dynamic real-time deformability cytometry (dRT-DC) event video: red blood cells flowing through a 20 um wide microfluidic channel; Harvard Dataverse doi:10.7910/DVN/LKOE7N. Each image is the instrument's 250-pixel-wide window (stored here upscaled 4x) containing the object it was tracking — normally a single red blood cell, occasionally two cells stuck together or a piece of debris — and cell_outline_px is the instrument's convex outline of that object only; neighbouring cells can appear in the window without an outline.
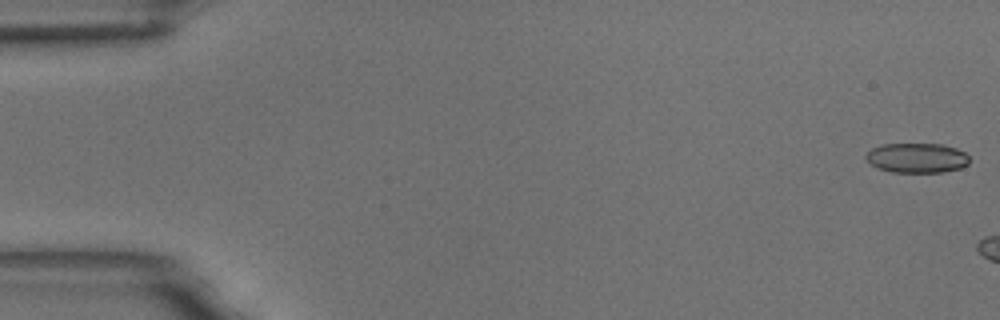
{"species": "common noctule bat (a hibernating species)", "species_latin": "Nyctalus noctula", "temperature_condition": "room temperature", "stored_images_in_passage": 7, "camera_frame_rate_fps": 3000, "um_per_image_px": 0.085, "animal": {"sex": "male", "body_mass_g": 18.8}, "frame": {"image": 1, "passage_image": 1, "time_ms": 0.0, "image_size_px": [1000, 320], "cell_outline_px": [[968, 164], [960, 168], [944, 172], [892, 172], [880, 168], [872, 164], [864, 156], [872, 148], [880, 144], [944, 144], [956, 148], [964, 152], [968, 156]], "centroid_in_image_um": [77.95, 13.41], "position_along_channel_um": 7.1, "area_um2": 17.86}}